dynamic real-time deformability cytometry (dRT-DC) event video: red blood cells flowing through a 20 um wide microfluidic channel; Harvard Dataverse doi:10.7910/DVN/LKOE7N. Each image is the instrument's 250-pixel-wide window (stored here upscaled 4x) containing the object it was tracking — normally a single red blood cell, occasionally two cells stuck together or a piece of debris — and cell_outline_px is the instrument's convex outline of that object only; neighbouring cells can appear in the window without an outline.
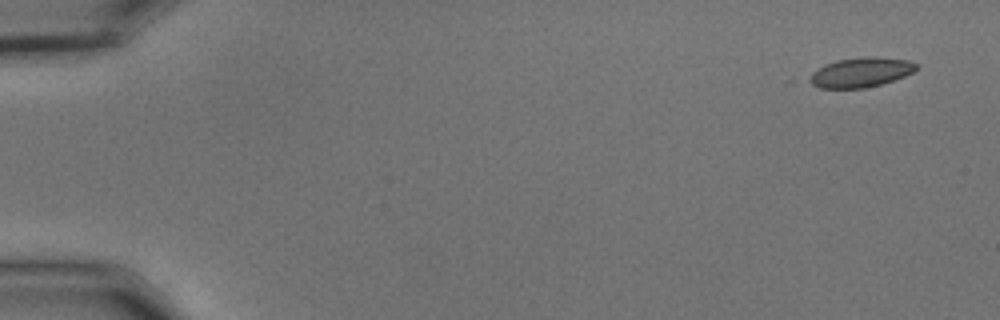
{"species": "common noctule bat (a hibernating species)", "species_latin": "Nyctalus noctula", "temperature_condition": "cold", "stored_images_in_passage": 54, "camera_frame_rate_fps": 3000, "um_per_image_px": 0.085, "animal": {"sex": "male", "body_mass_g": 15.6}, "frame": {"image": 1, "passage_image": 1, "time_ms": 0.0, "image_size_px": [1000, 320], "cell_outline_px": [[920, 68], [904, 76], [880, 84], [864, 88], [820, 88], [804, 80], [812, 72], [824, 64], [836, 60], [868, 56], [872, 56], [908, 60], [916, 64]], "centroid_in_image_um": [73.11, 6.15], "position_along_channel_um": 11.9, "area_um2": 18.55}}
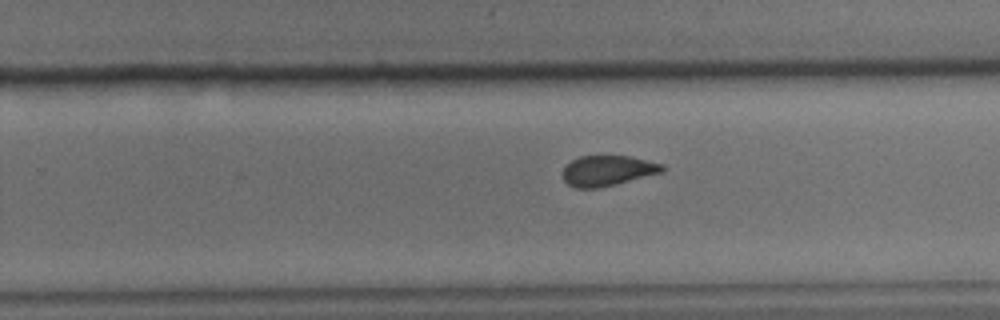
{"frame": {"image": 2, "passage_image": 34, "time_ms": 11.0, "image_size_px": [1000, 320], "cell_outline_px": [[664, 172], [616, 184], [596, 188], [576, 188], [568, 184], [564, 180], [564, 168], [572, 160], [580, 156], [628, 156], [664, 164]], "centroid_in_image_um": [51.68, 14.51], "position_along_channel_um": 278.1, "area_um2": 17.46}}
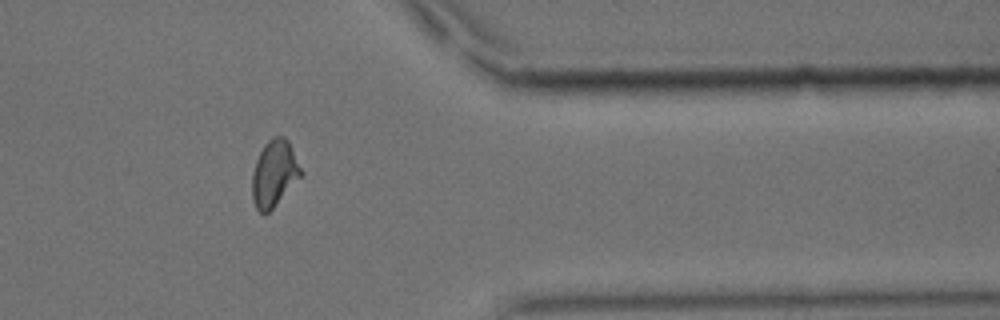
{"frame": {"image": 3, "passage_image": 44, "time_ms": 14.333, "image_size_px": [1000, 320], "cell_outline_px": [[304, 172], [272, 208], [264, 216], [256, 208], [252, 200], [252, 172], [256, 160], [264, 144], [272, 136], [284, 136], [288, 140]], "centroid_in_image_um": [23.3, 14.72], "position_along_channel_um": 388.1, "area_um2": 18.84}, "authors_computed_cell_mechanics": {"area_um2": 18.7272, "velocity_mm_per_s": 3.6585, "shape_relaxation_time_tau1_ms": 4.5571, "shape_relaxation_time_tau2_ms": 1.3632, "deformation_change_tau1": 0.139, "deformation_change_tau2": 0.0731}}